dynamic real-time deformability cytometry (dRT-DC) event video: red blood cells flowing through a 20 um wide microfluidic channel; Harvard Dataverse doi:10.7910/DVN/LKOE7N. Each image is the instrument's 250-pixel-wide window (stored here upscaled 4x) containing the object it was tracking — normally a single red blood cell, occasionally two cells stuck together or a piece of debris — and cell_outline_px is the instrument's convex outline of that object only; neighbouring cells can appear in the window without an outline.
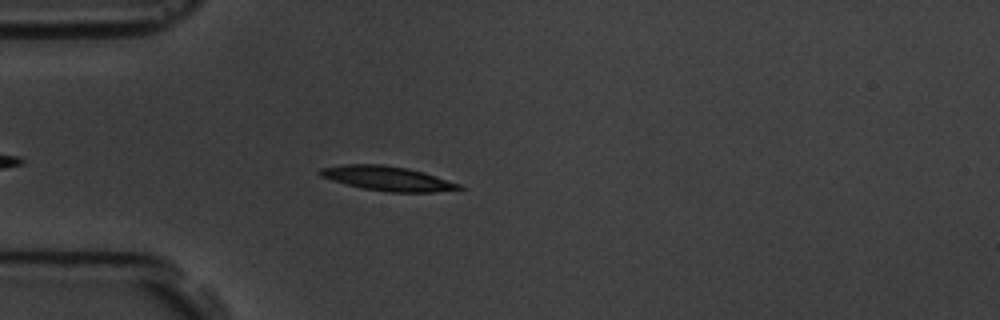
{"species": "common noctule bat (a hibernating species)", "species_latin": "Nyctalus noctula", "temperature_condition": "room temperature", "stored_images_in_passage": 42, "camera_frame_rate_fps": 3000, "um_per_image_px": 0.085, "animal": {"sex": "male", "body_mass_g": 19.5, "forearm_length_mm": 54.6}, "frame": {"image": 1, "passage_image": 6, "time_ms": 1.667, "image_size_px": [1000, 320], "cell_outline_px": [[468, 188], [432, 192], [388, 192], [360, 188], [332, 180], [320, 176], [316, 172], [320, 168], [344, 164], [384, 164], [408, 168], [424, 172], [460, 184]], "centroid_in_image_um": [32.92, 15.16], "position_along_channel_um": 52.1, "area_um2": 20.0}}
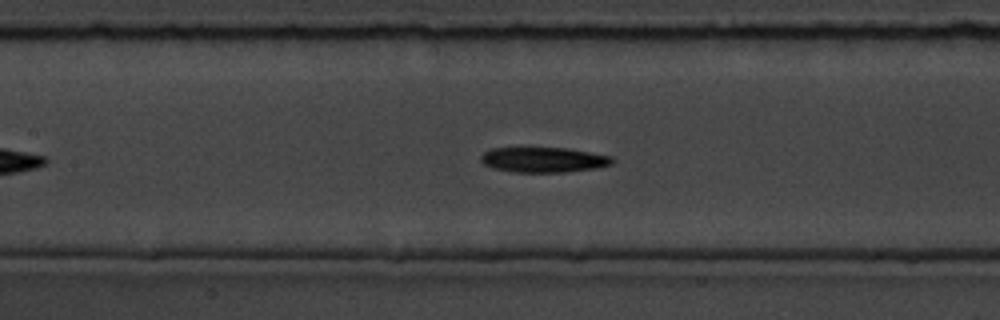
{"frame": {"image": 2, "passage_image": 16, "time_ms": 5.0, "image_size_px": [1000, 320], "cell_outline_px": [[616, 160], [612, 164], [596, 168], [564, 172], [516, 172], [492, 168], [484, 164], [480, 160], [480, 156], [484, 152], [492, 148], [568, 148], [612, 156]], "centroid_in_image_um": [46.22, 13.58], "position_along_channel_um": 161.2, "area_um2": 19.31}}
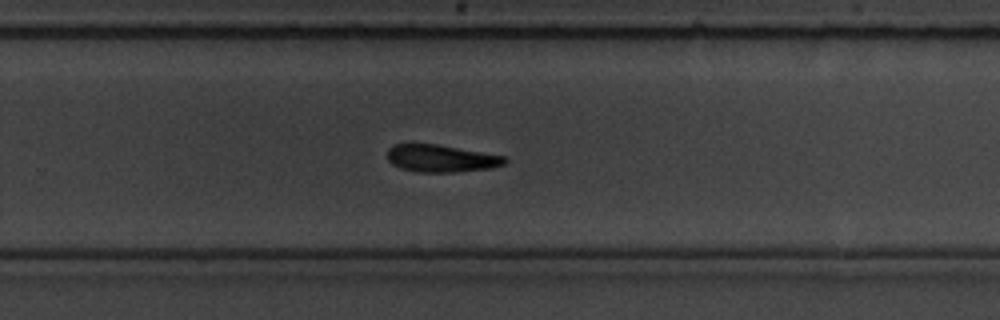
{"frame": {"image": 3, "passage_image": 27, "time_ms": 8.667, "image_size_px": [1000, 320], "cell_outline_px": [[508, 160], [504, 164], [492, 168], [456, 172], [420, 172], [400, 168], [392, 164], [388, 160], [388, 148], [392, 144], [436, 144], [504, 156]], "centroid_in_image_um": [37.48, 13.47], "position_along_channel_um": 292.3, "area_um2": 18.61}, "authors_computed_cell_mechanics": {"area_um2": 19.4786, "velocity_mm_per_s": 3.5903, "shape_relaxation_time_tau1_ms": 6.5795, "shape_relaxation_time_tau2_ms": null, "deformation_change_tau1": 0.1528, "deformation_change_tau2": null}}